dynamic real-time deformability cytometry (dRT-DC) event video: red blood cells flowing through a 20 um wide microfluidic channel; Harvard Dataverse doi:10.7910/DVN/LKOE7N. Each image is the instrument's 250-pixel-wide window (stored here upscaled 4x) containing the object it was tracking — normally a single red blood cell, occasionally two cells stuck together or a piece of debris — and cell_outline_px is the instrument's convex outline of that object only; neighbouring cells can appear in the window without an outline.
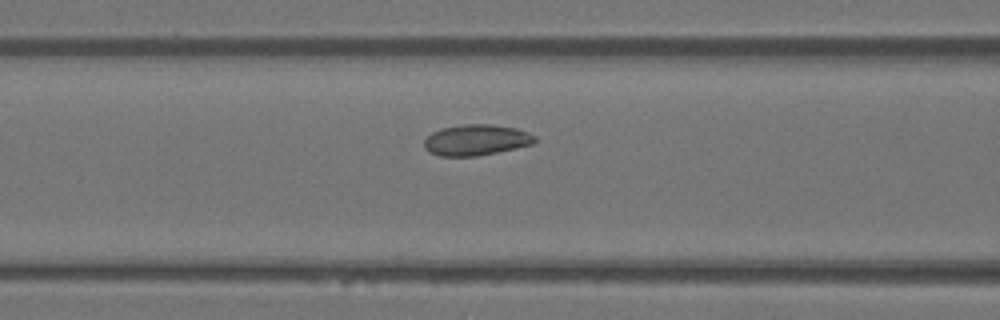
{"species": "Egyptian fruit bat (a non-hibernating species)", "species_latin": "Rousettus aegyptiacus", "temperature_condition": "warm", "stored_images_in_passage": 39, "camera_frame_rate_fps": 3000, "um_per_image_px": 0.085, "animal": {"sex": "female"}, "frame": {"image": 1, "passage_image": 16, "time_ms": 5.0, "image_size_px": [1000, 320], "cell_outline_px": [[536, 140], [532, 144], [516, 148], [476, 156], [440, 156], [428, 152], [424, 148], [424, 140], [432, 132], [440, 128], [464, 124], [492, 124], [516, 128], [528, 132], [536, 136]], "centroid_in_image_um": [40.46, 11.89], "position_along_channel_um": 126.1, "area_um2": 20.0}}
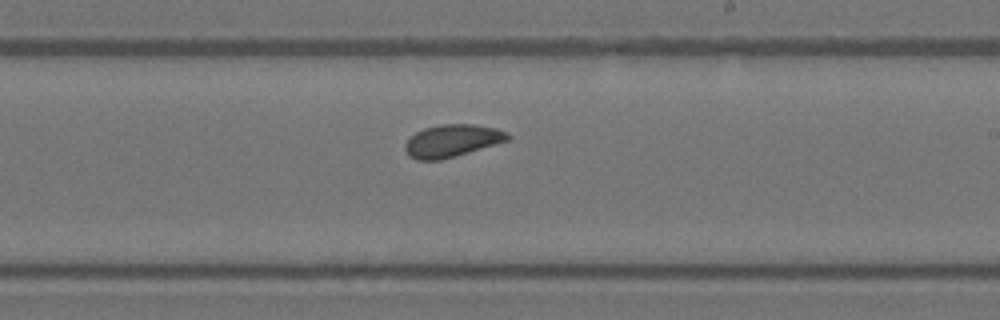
{"frame": {"image": 2, "passage_image": 25, "time_ms": 8.0, "image_size_px": [1000, 320], "cell_outline_px": [[512, 136], [508, 140], [456, 156], [440, 160], [416, 160], [408, 156], [404, 148], [404, 144], [416, 132], [424, 128], [440, 124], [472, 124], [496, 128], [508, 132]], "centroid_in_image_um": [38.42, 11.96], "position_along_channel_um": 250.6, "area_um2": 19.42}}
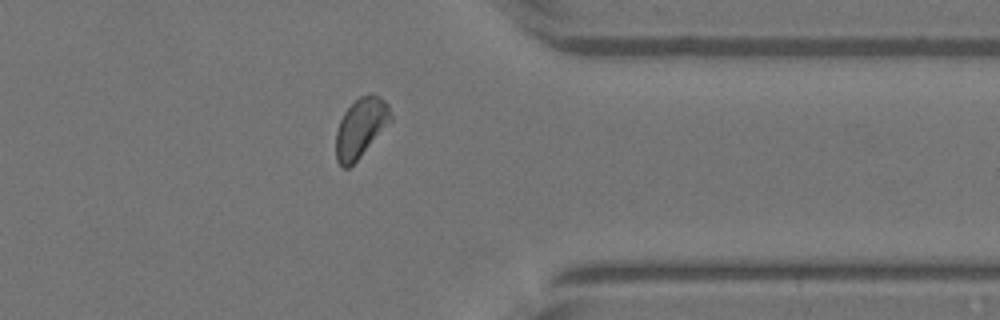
{"frame": {"image": 3, "passage_image": 35, "time_ms": 11.333, "image_size_px": [1000, 320], "cell_outline_px": [[392, 120], [360, 156], [348, 168], [340, 168], [336, 160], [336, 132], [340, 120], [344, 112], [360, 96], [380, 96], [388, 104], [392, 116]], "centroid_in_image_um": [30.64, 10.89], "position_along_channel_um": 380.8, "area_um2": 18.55}}